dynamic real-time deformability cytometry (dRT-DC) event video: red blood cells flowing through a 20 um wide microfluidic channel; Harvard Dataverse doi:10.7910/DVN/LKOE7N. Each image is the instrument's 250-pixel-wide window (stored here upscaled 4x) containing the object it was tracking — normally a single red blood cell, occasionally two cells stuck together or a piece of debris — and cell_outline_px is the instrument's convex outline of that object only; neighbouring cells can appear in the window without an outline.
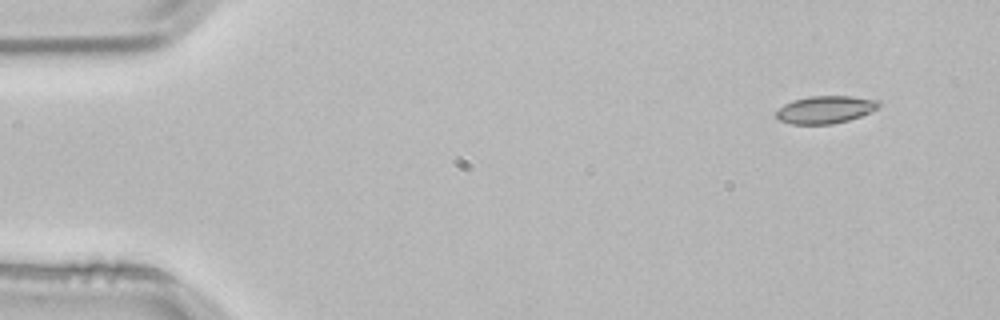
{"species": "common noctule bat (a hibernating species)", "species_latin": "Nyctalus noctula", "temperature_condition": "room temperature", "stored_images_in_passage": 3, "camera_frame_rate_fps": 3000, "um_per_image_px": 0.085, "animal": {"sex": "male", "body_mass_g": 21.5, "forearm_length_mm": 52.0}, "frame": {"image": 1, "passage_image": 1, "time_ms": 0.0, "image_size_px": [1000, 320], "cell_outline_px": [[880, 108], [860, 116], [848, 120], [832, 124], [792, 124], [780, 120], [776, 116], [776, 112], [784, 104], [792, 100], [808, 96], [852, 96], [880, 100]], "centroid_in_image_um": [70.18, 9.3], "position_along_channel_um": 14.8, "area_um2": 16.53}}